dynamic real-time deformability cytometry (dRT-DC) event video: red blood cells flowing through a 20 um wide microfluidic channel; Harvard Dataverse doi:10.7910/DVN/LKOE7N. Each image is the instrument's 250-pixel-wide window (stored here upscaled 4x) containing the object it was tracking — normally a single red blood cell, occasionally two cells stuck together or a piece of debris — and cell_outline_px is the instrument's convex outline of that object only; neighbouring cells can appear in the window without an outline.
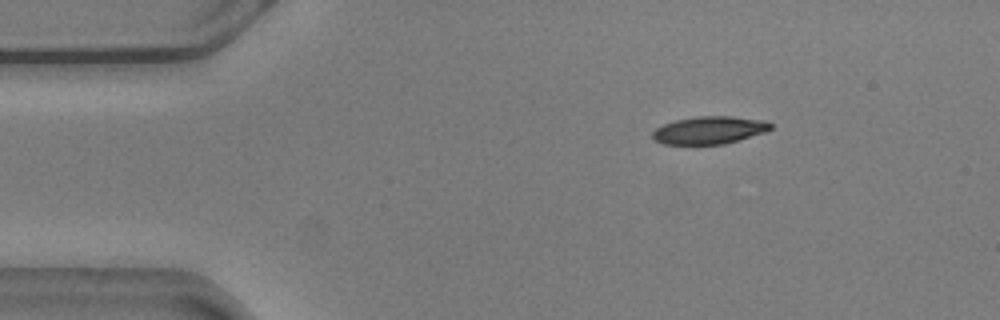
{"species": "common noctule bat (a hibernating species)", "species_latin": "Nyctalus noctula", "temperature_condition": "warm", "stored_images_in_passage": 45, "camera_frame_rate_fps": 3000, "um_per_image_px": 0.085, "animal": {"sex": "male", "body_mass_g": 20.5, "forearm_length_mm": 52.5}, "frame": {"image": 1, "passage_image": 1, "time_ms": 0.0, "image_size_px": [1000, 320], "cell_outline_px": [[772, 128], [764, 132], [724, 144], [664, 144], [656, 140], [652, 136], [652, 132], [656, 128], [664, 124], [676, 120], [696, 116], [732, 116], [764, 120], [772, 124]], "centroid_in_image_um": [60.29, 11.05], "position_along_channel_um": 24.7, "area_um2": 18.84}}
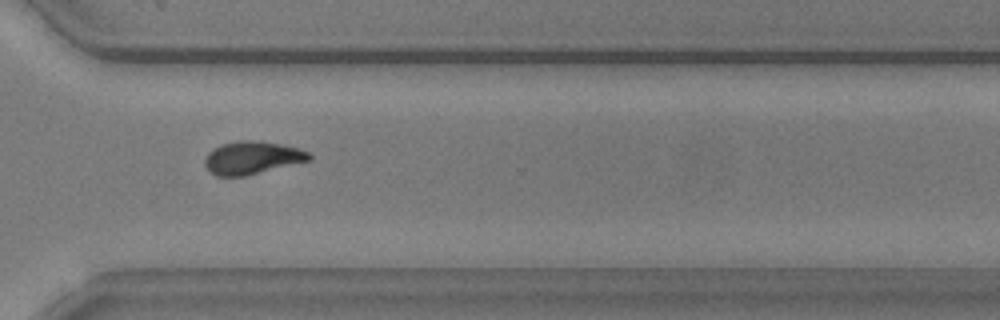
{"frame": {"image": 2, "passage_image": 33, "time_ms": 10.667, "image_size_px": [1000, 320], "cell_outline_px": [[312, 160], [244, 176], [216, 176], [208, 172], [204, 164], [204, 160], [208, 152], [212, 148], [220, 144], [240, 140], [260, 140], [300, 148], [308, 152], [312, 156]], "centroid_in_image_um": [21.41, 13.4], "position_along_channel_um": 349.2, "area_um2": 20.29}}
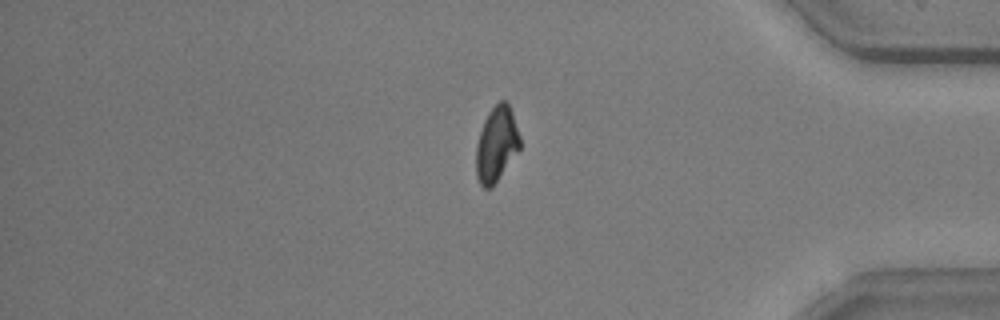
{"frame": {"image": 3, "passage_image": 39, "time_ms": 12.667, "image_size_px": [1000, 320], "cell_outline_px": [[520, 148], [492, 188], [484, 188], [480, 184], [476, 176], [476, 144], [484, 120], [488, 112], [500, 100], [508, 100], [520, 136]], "centroid_in_image_um": [42.19, 12.25], "position_along_channel_um": 393.0, "area_um2": 19.25}}